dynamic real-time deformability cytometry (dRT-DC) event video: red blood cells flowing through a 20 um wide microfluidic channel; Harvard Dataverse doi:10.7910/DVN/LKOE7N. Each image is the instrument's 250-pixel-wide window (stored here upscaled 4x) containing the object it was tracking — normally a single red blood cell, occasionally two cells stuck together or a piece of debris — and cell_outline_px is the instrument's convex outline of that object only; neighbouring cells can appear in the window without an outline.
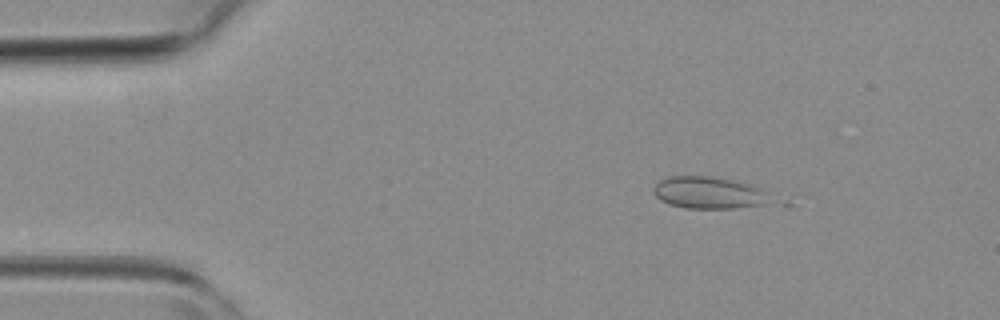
{"species": "common noctule bat (a hibernating species)", "species_latin": "Nyctalus noctula", "temperature_condition": "room temperature", "stored_images_in_passage": 2, "camera_frame_rate_fps": 3000, "um_per_image_px": 0.085, "animal": {"sex": "female", "body_mass_g": 19.3, "forearm_length_mm": 54.1}, "frame": {"image": 1, "passage_image": 1, "time_ms": 0.0, "image_size_px": [1000, 320], "cell_outline_px": [[792, 204], [788, 208], [684, 208], [668, 204], [660, 200], [652, 192], [652, 188], [660, 180], [668, 176], [708, 176], [732, 180], [764, 188], [788, 200]], "centroid_in_image_um": [60.79, 16.46], "position_along_channel_um": 24.2, "area_um2": 24.39}}